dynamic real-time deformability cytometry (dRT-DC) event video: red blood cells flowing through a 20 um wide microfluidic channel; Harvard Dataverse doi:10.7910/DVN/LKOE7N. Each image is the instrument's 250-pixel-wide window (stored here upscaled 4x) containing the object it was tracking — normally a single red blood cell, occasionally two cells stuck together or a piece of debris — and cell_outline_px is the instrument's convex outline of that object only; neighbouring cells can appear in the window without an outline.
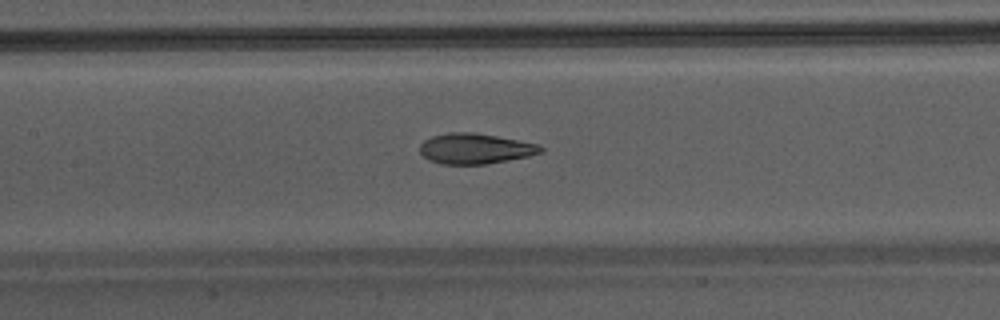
{"species": "Egyptian fruit bat (a non-hibernating species)", "species_latin": "Rousettus aegyptiacus", "temperature_condition": "warm", "stored_images_in_passage": 34, "camera_frame_rate_fps": 3000, "um_per_image_px": 0.085, "animal": {"sex": "male"}, "frame": {"image": 1, "passage_image": 10, "time_ms": 3.0, "image_size_px": [1000, 320], "cell_outline_px": [[544, 152], [528, 156], [488, 164], [440, 164], [428, 160], [420, 152], [420, 144], [424, 140], [432, 136], [448, 132], [472, 132], [496, 136], [536, 144], [544, 148]], "centroid_in_image_um": [40.36, 12.64], "position_along_channel_um": 167.0, "area_um2": 21.39}}
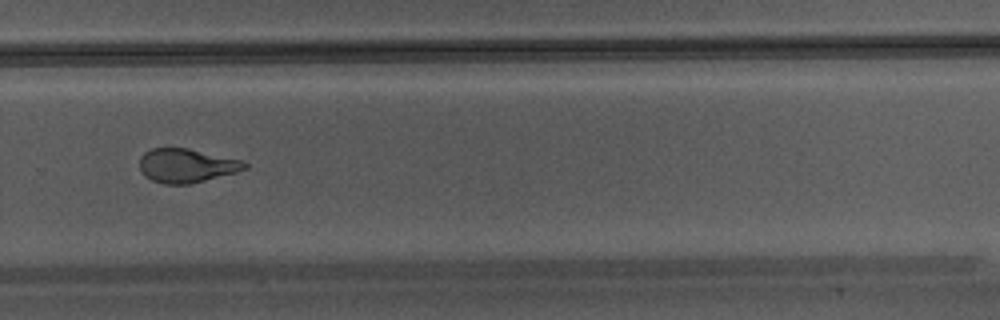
{"frame": {"image": 2, "passage_image": 20, "time_ms": 6.333, "image_size_px": [1000, 320], "cell_outline_px": [[248, 168], [236, 172], [188, 184], [164, 184], [152, 180], [144, 176], [140, 172], [140, 156], [144, 152], [152, 148], [188, 148], [244, 160], [248, 164]], "centroid_in_image_um": [15.85, 14.06], "position_along_channel_um": 314.0, "area_um2": 20.87}}